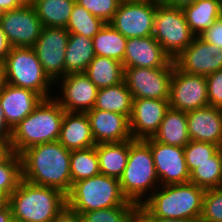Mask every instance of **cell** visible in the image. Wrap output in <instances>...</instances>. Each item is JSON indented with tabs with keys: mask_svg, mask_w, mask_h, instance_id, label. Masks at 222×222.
Returning a JSON list of instances; mask_svg holds the SVG:
<instances>
[{
	"mask_svg": "<svg viewBox=\"0 0 222 222\" xmlns=\"http://www.w3.org/2000/svg\"><path fill=\"white\" fill-rule=\"evenodd\" d=\"M2 15H3V11L0 9V22H1V19H2Z\"/></svg>",
	"mask_w": 222,
	"mask_h": 222,
	"instance_id": "obj_55",
	"label": "cell"
},
{
	"mask_svg": "<svg viewBox=\"0 0 222 222\" xmlns=\"http://www.w3.org/2000/svg\"><path fill=\"white\" fill-rule=\"evenodd\" d=\"M9 222H21L20 220H16L14 218H12Z\"/></svg>",
	"mask_w": 222,
	"mask_h": 222,
	"instance_id": "obj_54",
	"label": "cell"
},
{
	"mask_svg": "<svg viewBox=\"0 0 222 222\" xmlns=\"http://www.w3.org/2000/svg\"><path fill=\"white\" fill-rule=\"evenodd\" d=\"M4 62L6 83L30 89L43 99L54 97L51 88L55 83L44 72L32 47H12Z\"/></svg>",
	"mask_w": 222,
	"mask_h": 222,
	"instance_id": "obj_7",
	"label": "cell"
},
{
	"mask_svg": "<svg viewBox=\"0 0 222 222\" xmlns=\"http://www.w3.org/2000/svg\"><path fill=\"white\" fill-rule=\"evenodd\" d=\"M59 82H61L59 84ZM58 83V84H56ZM60 85V94L53 98L67 112L86 113L93 109L98 88L91 82L85 73H72L65 75L55 82Z\"/></svg>",
	"mask_w": 222,
	"mask_h": 222,
	"instance_id": "obj_16",
	"label": "cell"
},
{
	"mask_svg": "<svg viewBox=\"0 0 222 222\" xmlns=\"http://www.w3.org/2000/svg\"><path fill=\"white\" fill-rule=\"evenodd\" d=\"M189 137L193 141L222 143V108L206 106L187 112Z\"/></svg>",
	"mask_w": 222,
	"mask_h": 222,
	"instance_id": "obj_20",
	"label": "cell"
},
{
	"mask_svg": "<svg viewBox=\"0 0 222 222\" xmlns=\"http://www.w3.org/2000/svg\"><path fill=\"white\" fill-rule=\"evenodd\" d=\"M6 85L5 62L0 60V92Z\"/></svg>",
	"mask_w": 222,
	"mask_h": 222,
	"instance_id": "obj_50",
	"label": "cell"
},
{
	"mask_svg": "<svg viewBox=\"0 0 222 222\" xmlns=\"http://www.w3.org/2000/svg\"><path fill=\"white\" fill-rule=\"evenodd\" d=\"M119 183L125 198L138 206L160 186L151 149L143 140H129V157Z\"/></svg>",
	"mask_w": 222,
	"mask_h": 222,
	"instance_id": "obj_5",
	"label": "cell"
},
{
	"mask_svg": "<svg viewBox=\"0 0 222 222\" xmlns=\"http://www.w3.org/2000/svg\"><path fill=\"white\" fill-rule=\"evenodd\" d=\"M174 68H124V81L133 99L169 100Z\"/></svg>",
	"mask_w": 222,
	"mask_h": 222,
	"instance_id": "obj_11",
	"label": "cell"
},
{
	"mask_svg": "<svg viewBox=\"0 0 222 222\" xmlns=\"http://www.w3.org/2000/svg\"><path fill=\"white\" fill-rule=\"evenodd\" d=\"M122 65L124 68H174V61L153 36H148L127 39Z\"/></svg>",
	"mask_w": 222,
	"mask_h": 222,
	"instance_id": "obj_18",
	"label": "cell"
},
{
	"mask_svg": "<svg viewBox=\"0 0 222 222\" xmlns=\"http://www.w3.org/2000/svg\"><path fill=\"white\" fill-rule=\"evenodd\" d=\"M95 56L92 39L69 33L65 52V75L84 73Z\"/></svg>",
	"mask_w": 222,
	"mask_h": 222,
	"instance_id": "obj_25",
	"label": "cell"
},
{
	"mask_svg": "<svg viewBox=\"0 0 222 222\" xmlns=\"http://www.w3.org/2000/svg\"><path fill=\"white\" fill-rule=\"evenodd\" d=\"M20 5L16 0H0V9L4 11H10L16 8H19Z\"/></svg>",
	"mask_w": 222,
	"mask_h": 222,
	"instance_id": "obj_48",
	"label": "cell"
},
{
	"mask_svg": "<svg viewBox=\"0 0 222 222\" xmlns=\"http://www.w3.org/2000/svg\"><path fill=\"white\" fill-rule=\"evenodd\" d=\"M121 2L123 1H140V0H120Z\"/></svg>",
	"mask_w": 222,
	"mask_h": 222,
	"instance_id": "obj_56",
	"label": "cell"
},
{
	"mask_svg": "<svg viewBox=\"0 0 222 222\" xmlns=\"http://www.w3.org/2000/svg\"><path fill=\"white\" fill-rule=\"evenodd\" d=\"M22 180L21 156L15 153L8 161L0 164V191L8 198Z\"/></svg>",
	"mask_w": 222,
	"mask_h": 222,
	"instance_id": "obj_34",
	"label": "cell"
},
{
	"mask_svg": "<svg viewBox=\"0 0 222 222\" xmlns=\"http://www.w3.org/2000/svg\"><path fill=\"white\" fill-rule=\"evenodd\" d=\"M154 222H200V221L193 220V219H174V218L154 217Z\"/></svg>",
	"mask_w": 222,
	"mask_h": 222,
	"instance_id": "obj_49",
	"label": "cell"
},
{
	"mask_svg": "<svg viewBox=\"0 0 222 222\" xmlns=\"http://www.w3.org/2000/svg\"><path fill=\"white\" fill-rule=\"evenodd\" d=\"M128 222H154V217H152L144 208L138 206L132 212Z\"/></svg>",
	"mask_w": 222,
	"mask_h": 222,
	"instance_id": "obj_43",
	"label": "cell"
},
{
	"mask_svg": "<svg viewBox=\"0 0 222 222\" xmlns=\"http://www.w3.org/2000/svg\"><path fill=\"white\" fill-rule=\"evenodd\" d=\"M42 100L38 93L8 83L0 92V104L11 128L33 112Z\"/></svg>",
	"mask_w": 222,
	"mask_h": 222,
	"instance_id": "obj_21",
	"label": "cell"
},
{
	"mask_svg": "<svg viewBox=\"0 0 222 222\" xmlns=\"http://www.w3.org/2000/svg\"><path fill=\"white\" fill-rule=\"evenodd\" d=\"M106 23L75 2L66 29L92 39Z\"/></svg>",
	"mask_w": 222,
	"mask_h": 222,
	"instance_id": "obj_33",
	"label": "cell"
},
{
	"mask_svg": "<svg viewBox=\"0 0 222 222\" xmlns=\"http://www.w3.org/2000/svg\"><path fill=\"white\" fill-rule=\"evenodd\" d=\"M58 141L69 151L95 146L87 114L65 111Z\"/></svg>",
	"mask_w": 222,
	"mask_h": 222,
	"instance_id": "obj_22",
	"label": "cell"
},
{
	"mask_svg": "<svg viewBox=\"0 0 222 222\" xmlns=\"http://www.w3.org/2000/svg\"><path fill=\"white\" fill-rule=\"evenodd\" d=\"M12 218V209L9 203L0 207V222H9Z\"/></svg>",
	"mask_w": 222,
	"mask_h": 222,
	"instance_id": "obj_47",
	"label": "cell"
},
{
	"mask_svg": "<svg viewBox=\"0 0 222 222\" xmlns=\"http://www.w3.org/2000/svg\"><path fill=\"white\" fill-rule=\"evenodd\" d=\"M76 0H33L43 27H67Z\"/></svg>",
	"mask_w": 222,
	"mask_h": 222,
	"instance_id": "obj_29",
	"label": "cell"
},
{
	"mask_svg": "<svg viewBox=\"0 0 222 222\" xmlns=\"http://www.w3.org/2000/svg\"><path fill=\"white\" fill-rule=\"evenodd\" d=\"M12 128L5 120L4 111L0 104V138H11Z\"/></svg>",
	"mask_w": 222,
	"mask_h": 222,
	"instance_id": "obj_45",
	"label": "cell"
},
{
	"mask_svg": "<svg viewBox=\"0 0 222 222\" xmlns=\"http://www.w3.org/2000/svg\"><path fill=\"white\" fill-rule=\"evenodd\" d=\"M200 222H222V187L205 190Z\"/></svg>",
	"mask_w": 222,
	"mask_h": 222,
	"instance_id": "obj_37",
	"label": "cell"
},
{
	"mask_svg": "<svg viewBox=\"0 0 222 222\" xmlns=\"http://www.w3.org/2000/svg\"><path fill=\"white\" fill-rule=\"evenodd\" d=\"M159 1L120 2L109 24L127 39L153 36L154 17Z\"/></svg>",
	"mask_w": 222,
	"mask_h": 222,
	"instance_id": "obj_9",
	"label": "cell"
},
{
	"mask_svg": "<svg viewBox=\"0 0 222 222\" xmlns=\"http://www.w3.org/2000/svg\"><path fill=\"white\" fill-rule=\"evenodd\" d=\"M120 0H76L89 13L109 23L117 12Z\"/></svg>",
	"mask_w": 222,
	"mask_h": 222,
	"instance_id": "obj_38",
	"label": "cell"
},
{
	"mask_svg": "<svg viewBox=\"0 0 222 222\" xmlns=\"http://www.w3.org/2000/svg\"><path fill=\"white\" fill-rule=\"evenodd\" d=\"M64 114V108L53 97L43 99L33 112L12 128L15 153L20 155L31 146L58 141Z\"/></svg>",
	"mask_w": 222,
	"mask_h": 222,
	"instance_id": "obj_2",
	"label": "cell"
},
{
	"mask_svg": "<svg viewBox=\"0 0 222 222\" xmlns=\"http://www.w3.org/2000/svg\"><path fill=\"white\" fill-rule=\"evenodd\" d=\"M189 182L205 190L222 187V166L218 151L212 156V161L200 164L190 173Z\"/></svg>",
	"mask_w": 222,
	"mask_h": 222,
	"instance_id": "obj_32",
	"label": "cell"
},
{
	"mask_svg": "<svg viewBox=\"0 0 222 222\" xmlns=\"http://www.w3.org/2000/svg\"><path fill=\"white\" fill-rule=\"evenodd\" d=\"M100 174L119 179L127 165L129 140L119 143H100L95 145Z\"/></svg>",
	"mask_w": 222,
	"mask_h": 222,
	"instance_id": "obj_24",
	"label": "cell"
},
{
	"mask_svg": "<svg viewBox=\"0 0 222 222\" xmlns=\"http://www.w3.org/2000/svg\"><path fill=\"white\" fill-rule=\"evenodd\" d=\"M96 144L132 140L129 119L122 114L100 109L86 112Z\"/></svg>",
	"mask_w": 222,
	"mask_h": 222,
	"instance_id": "obj_19",
	"label": "cell"
},
{
	"mask_svg": "<svg viewBox=\"0 0 222 222\" xmlns=\"http://www.w3.org/2000/svg\"><path fill=\"white\" fill-rule=\"evenodd\" d=\"M204 193L192 182L160 185L141 207L152 217L199 220Z\"/></svg>",
	"mask_w": 222,
	"mask_h": 222,
	"instance_id": "obj_4",
	"label": "cell"
},
{
	"mask_svg": "<svg viewBox=\"0 0 222 222\" xmlns=\"http://www.w3.org/2000/svg\"><path fill=\"white\" fill-rule=\"evenodd\" d=\"M152 138L160 143L184 147L191 140L188 133L187 112L169 108Z\"/></svg>",
	"mask_w": 222,
	"mask_h": 222,
	"instance_id": "obj_23",
	"label": "cell"
},
{
	"mask_svg": "<svg viewBox=\"0 0 222 222\" xmlns=\"http://www.w3.org/2000/svg\"><path fill=\"white\" fill-rule=\"evenodd\" d=\"M97 56L111 58L123 62L127 38L115 30L109 23L92 38Z\"/></svg>",
	"mask_w": 222,
	"mask_h": 222,
	"instance_id": "obj_30",
	"label": "cell"
},
{
	"mask_svg": "<svg viewBox=\"0 0 222 222\" xmlns=\"http://www.w3.org/2000/svg\"><path fill=\"white\" fill-rule=\"evenodd\" d=\"M14 154L11 138H0V164L8 161Z\"/></svg>",
	"mask_w": 222,
	"mask_h": 222,
	"instance_id": "obj_42",
	"label": "cell"
},
{
	"mask_svg": "<svg viewBox=\"0 0 222 222\" xmlns=\"http://www.w3.org/2000/svg\"><path fill=\"white\" fill-rule=\"evenodd\" d=\"M153 37L174 60L192 43L195 35L186 22L183 10L160 0L154 17Z\"/></svg>",
	"mask_w": 222,
	"mask_h": 222,
	"instance_id": "obj_8",
	"label": "cell"
},
{
	"mask_svg": "<svg viewBox=\"0 0 222 222\" xmlns=\"http://www.w3.org/2000/svg\"><path fill=\"white\" fill-rule=\"evenodd\" d=\"M169 108V100L133 99L132 113L129 118L132 139L144 140L153 137Z\"/></svg>",
	"mask_w": 222,
	"mask_h": 222,
	"instance_id": "obj_17",
	"label": "cell"
},
{
	"mask_svg": "<svg viewBox=\"0 0 222 222\" xmlns=\"http://www.w3.org/2000/svg\"><path fill=\"white\" fill-rule=\"evenodd\" d=\"M8 203V198L0 191V207Z\"/></svg>",
	"mask_w": 222,
	"mask_h": 222,
	"instance_id": "obj_52",
	"label": "cell"
},
{
	"mask_svg": "<svg viewBox=\"0 0 222 222\" xmlns=\"http://www.w3.org/2000/svg\"><path fill=\"white\" fill-rule=\"evenodd\" d=\"M132 95L125 81L98 90L93 109L116 112L125 115L128 119L132 113Z\"/></svg>",
	"mask_w": 222,
	"mask_h": 222,
	"instance_id": "obj_28",
	"label": "cell"
},
{
	"mask_svg": "<svg viewBox=\"0 0 222 222\" xmlns=\"http://www.w3.org/2000/svg\"><path fill=\"white\" fill-rule=\"evenodd\" d=\"M69 32L65 27H43L32 47L44 72L55 83L65 76V52Z\"/></svg>",
	"mask_w": 222,
	"mask_h": 222,
	"instance_id": "obj_10",
	"label": "cell"
},
{
	"mask_svg": "<svg viewBox=\"0 0 222 222\" xmlns=\"http://www.w3.org/2000/svg\"><path fill=\"white\" fill-rule=\"evenodd\" d=\"M13 218L21 222H51L67 205L66 194L21 180L8 197Z\"/></svg>",
	"mask_w": 222,
	"mask_h": 222,
	"instance_id": "obj_3",
	"label": "cell"
},
{
	"mask_svg": "<svg viewBox=\"0 0 222 222\" xmlns=\"http://www.w3.org/2000/svg\"><path fill=\"white\" fill-rule=\"evenodd\" d=\"M67 206L79 214L116 206H138L123 195L119 179L99 174L72 185Z\"/></svg>",
	"mask_w": 222,
	"mask_h": 222,
	"instance_id": "obj_6",
	"label": "cell"
},
{
	"mask_svg": "<svg viewBox=\"0 0 222 222\" xmlns=\"http://www.w3.org/2000/svg\"><path fill=\"white\" fill-rule=\"evenodd\" d=\"M208 105L206 76L184 73L174 64L170 85V108L189 112Z\"/></svg>",
	"mask_w": 222,
	"mask_h": 222,
	"instance_id": "obj_12",
	"label": "cell"
},
{
	"mask_svg": "<svg viewBox=\"0 0 222 222\" xmlns=\"http://www.w3.org/2000/svg\"><path fill=\"white\" fill-rule=\"evenodd\" d=\"M217 151L218 145L190 140L184 146V155L189 172L191 173L204 162L212 161V156Z\"/></svg>",
	"mask_w": 222,
	"mask_h": 222,
	"instance_id": "obj_35",
	"label": "cell"
},
{
	"mask_svg": "<svg viewBox=\"0 0 222 222\" xmlns=\"http://www.w3.org/2000/svg\"><path fill=\"white\" fill-rule=\"evenodd\" d=\"M138 206H116L81 213L82 222H128Z\"/></svg>",
	"mask_w": 222,
	"mask_h": 222,
	"instance_id": "obj_36",
	"label": "cell"
},
{
	"mask_svg": "<svg viewBox=\"0 0 222 222\" xmlns=\"http://www.w3.org/2000/svg\"><path fill=\"white\" fill-rule=\"evenodd\" d=\"M16 2L20 6H31L33 4V0H16Z\"/></svg>",
	"mask_w": 222,
	"mask_h": 222,
	"instance_id": "obj_51",
	"label": "cell"
},
{
	"mask_svg": "<svg viewBox=\"0 0 222 222\" xmlns=\"http://www.w3.org/2000/svg\"><path fill=\"white\" fill-rule=\"evenodd\" d=\"M161 1L171 7L183 9L186 6L197 3L199 0H161Z\"/></svg>",
	"mask_w": 222,
	"mask_h": 222,
	"instance_id": "obj_46",
	"label": "cell"
},
{
	"mask_svg": "<svg viewBox=\"0 0 222 222\" xmlns=\"http://www.w3.org/2000/svg\"><path fill=\"white\" fill-rule=\"evenodd\" d=\"M98 88H107L124 81V67L120 61L95 56L84 72Z\"/></svg>",
	"mask_w": 222,
	"mask_h": 222,
	"instance_id": "obj_27",
	"label": "cell"
},
{
	"mask_svg": "<svg viewBox=\"0 0 222 222\" xmlns=\"http://www.w3.org/2000/svg\"><path fill=\"white\" fill-rule=\"evenodd\" d=\"M0 24L12 47H33L43 28L32 5L4 11Z\"/></svg>",
	"mask_w": 222,
	"mask_h": 222,
	"instance_id": "obj_14",
	"label": "cell"
},
{
	"mask_svg": "<svg viewBox=\"0 0 222 222\" xmlns=\"http://www.w3.org/2000/svg\"><path fill=\"white\" fill-rule=\"evenodd\" d=\"M199 37L205 42L222 48V15L218 17L213 25L207 28Z\"/></svg>",
	"mask_w": 222,
	"mask_h": 222,
	"instance_id": "obj_40",
	"label": "cell"
},
{
	"mask_svg": "<svg viewBox=\"0 0 222 222\" xmlns=\"http://www.w3.org/2000/svg\"><path fill=\"white\" fill-rule=\"evenodd\" d=\"M173 61L184 73L208 76L222 69V48L195 36L192 43Z\"/></svg>",
	"mask_w": 222,
	"mask_h": 222,
	"instance_id": "obj_15",
	"label": "cell"
},
{
	"mask_svg": "<svg viewBox=\"0 0 222 222\" xmlns=\"http://www.w3.org/2000/svg\"><path fill=\"white\" fill-rule=\"evenodd\" d=\"M51 222H82V218L66 205Z\"/></svg>",
	"mask_w": 222,
	"mask_h": 222,
	"instance_id": "obj_41",
	"label": "cell"
},
{
	"mask_svg": "<svg viewBox=\"0 0 222 222\" xmlns=\"http://www.w3.org/2000/svg\"><path fill=\"white\" fill-rule=\"evenodd\" d=\"M218 152L221 157V166H222V143L218 146Z\"/></svg>",
	"mask_w": 222,
	"mask_h": 222,
	"instance_id": "obj_53",
	"label": "cell"
},
{
	"mask_svg": "<svg viewBox=\"0 0 222 222\" xmlns=\"http://www.w3.org/2000/svg\"><path fill=\"white\" fill-rule=\"evenodd\" d=\"M186 22L195 36H200L222 15L220 0H199L183 9Z\"/></svg>",
	"mask_w": 222,
	"mask_h": 222,
	"instance_id": "obj_26",
	"label": "cell"
},
{
	"mask_svg": "<svg viewBox=\"0 0 222 222\" xmlns=\"http://www.w3.org/2000/svg\"><path fill=\"white\" fill-rule=\"evenodd\" d=\"M209 106L222 108V69L206 76Z\"/></svg>",
	"mask_w": 222,
	"mask_h": 222,
	"instance_id": "obj_39",
	"label": "cell"
},
{
	"mask_svg": "<svg viewBox=\"0 0 222 222\" xmlns=\"http://www.w3.org/2000/svg\"><path fill=\"white\" fill-rule=\"evenodd\" d=\"M151 149L155 171L160 185L187 183L190 172L184 155V147L155 141L152 137L143 140Z\"/></svg>",
	"mask_w": 222,
	"mask_h": 222,
	"instance_id": "obj_13",
	"label": "cell"
},
{
	"mask_svg": "<svg viewBox=\"0 0 222 222\" xmlns=\"http://www.w3.org/2000/svg\"><path fill=\"white\" fill-rule=\"evenodd\" d=\"M12 46L10 45L4 31L2 30V26L0 24V60H5L9 55Z\"/></svg>",
	"mask_w": 222,
	"mask_h": 222,
	"instance_id": "obj_44",
	"label": "cell"
},
{
	"mask_svg": "<svg viewBox=\"0 0 222 222\" xmlns=\"http://www.w3.org/2000/svg\"><path fill=\"white\" fill-rule=\"evenodd\" d=\"M70 174L72 185L80 180L100 174L95 146L87 149L71 151Z\"/></svg>",
	"mask_w": 222,
	"mask_h": 222,
	"instance_id": "obj_31",
	"label": "cell"
},
{
	"mask_svg": "<svg viewBox=\"0 0 222 222\" xmlns=\"http://www.w3.org/2000/svg\"><path fill=\"white\" fill-rule=\"evenodd\" d=\"M70 155L71 151L59 141L31 146L20 154L22 179L38 186L56 188L67 195L72 188Z\"/></svg>",
	"mask_w": 222,
	"mask_h": 222,
	"instance_id": "obj_1",
	"label": "cell"
}]
</instances>
